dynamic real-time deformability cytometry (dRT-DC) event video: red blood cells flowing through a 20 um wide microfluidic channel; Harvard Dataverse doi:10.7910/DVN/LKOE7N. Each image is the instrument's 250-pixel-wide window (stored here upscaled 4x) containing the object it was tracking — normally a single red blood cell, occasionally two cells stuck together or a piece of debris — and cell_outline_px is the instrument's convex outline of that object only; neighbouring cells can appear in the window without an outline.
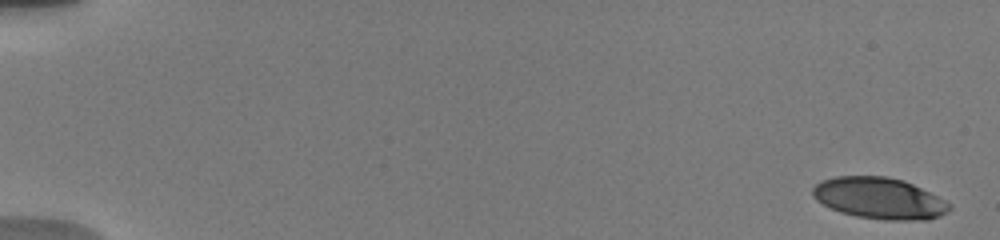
{"species": "human", "species_latin": "Homo sapiens", "temperature_condition": "warm", "stored_images_in_passage": 33, "camera_frame_rate_fps": 3000, "um_per_image_px": 0.085, "donor": {"sex": "male"}, "frame": {"image": 1, "passage_image": 2, "time_ms": 0.333, "image_size_px": [1000, 240], "cell_outline_px": [[952, 208], [948, 212], [940, 216], [928, 220], [884, 220], [856, 216], [840, 212], [816, 200], [812, 196], [812, 188], [820, 180], [836, 176], [888, 176], [904, 180], [952, 204]], "centroid_in_image_um": [74.74, 16.85], "position_along_channel_um": 10.3, "area_um2": 33.06}}